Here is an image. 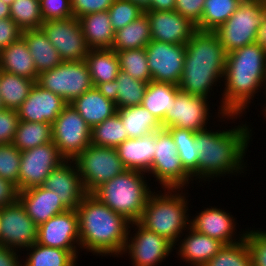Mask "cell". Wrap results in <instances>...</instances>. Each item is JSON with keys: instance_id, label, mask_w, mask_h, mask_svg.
<instances>
[{"instance_id": "cell-1", "label": "cell", "mask_w": 266, "mask_h": 266, "mask_svg": "<svg viewBox=\"0 0 266 266\" xmlns=\"http://www.w3.org/2000/svg\"><path fill=\"white\" fill-rule=\"evenodd\" d=\"M241 118L243 119L241 115L224 114L216 121L218 125H220L219 122L222 125L227 123V125L223 127L220 125L217 130L211 126L203 131L195 132V147L199 153V187L203 186L202 183L210 185L213 180H215L214 183L218 182L217 180H220L221 177L222 180L228 177L230 180L232 176L237 178V176L246 175L245 172L250 167L247 164V159L248 156L250 157L248 153H251V150L249 151L248 148L253 144L251 142H253V135L256 132L253 131L251 122H244ZM237 119L241 120L240 123H237ZM230 123H234V127L232 125L229 126L231 128H228Z\"/></svg>"}, {"instance_id": "cell-13", "label": "cell", "mask_w": 266, "mask_h": 266, "mask_svg": "<svg viewBox=\"0 0 266 266\" xmlns=\"http://www.w3.org/2000/svg\"><path fill=\"white\" fill-rule=\"evenodd\" d=\"M51 126L52 141L65 160H74L91 144L92 129L70 104Z\"/></svg>"}, {"instance_id": "cell-45", "label": "cell", "mask_w": 266, "mask_h": 266, "mask_svg": "<svg viewBox=\"0 0 266 266\" xmlns=\"http://www.w3.org/2000/svg\"><path fill=\"white\" fill-rule=\"evenodd\" d=\"M21 151L12 143L0 144V177L12 182L18 189Z\"/></svg>"}, {"instance_id": "cell-5", "label": "cell", "mask_w": 266, "mask_h": 266, "mask_svg": "<svg viewBox=\"0 0 266 266\" xmlns=\"http://www.w3.org/2000/svg\"><path fill=\"white\" fill-rule=\"evenodd\" d=\"M188 197L191 195L187 189L156 188L149 195L138 222L175 245L190 226L192 205Z\"/></svg>"}, {"instance_id": "cell-18", "label": "cell", "mask_w": 266, "mask_h": 266, "mask_svg": "<svg viewBox=\"0 0 266 266\" xmlns=\"http://www.w3.org/2000/svg\"><path fill=\"white\" fill-rule=\"evenodd\" d=\"M41 29L57 49L62 61L85 60L89 48L76 17L43 22Z\"/></svg>"}, {"instance_id": "cell-55", "label": "cell", "mask_w": 266, "mask_h": 266, "mask_svg": "<svg viewBox=\"0 0 266 266\" xmlns=\"http://www.w3.org/2000/svg\"><path fill=\"white\" fill-rule=\"evenodd\" d=\"M257 42L260 43L263 46V48L266 50V6H265V9H264L263 26L260 29L259 33H258Z\"/></svg>"}, {"instance_id": "cell-38", "label": "cell", "mask_w": 266, "mask_h": 266, "mask_svg": "<svg viewBox=\"0 0 266 266\" xmlns=\"http://www.w3.org/2000/svg\"><path fill=\"white\" fill-rule=\"evenodd\" d=\"M177 146V152L184 169L198 185V149L195 147V132L175 127L166 128Z\"/></svg>"}, {"instance_id": "cell-3", "label": "cell", "mask_w": 266, "mask_h": 266, "mask_svg": "<svg viewBox=\"0 0 266 266\" xmlns=\"http://www.w3.org/2000/svg\"><path fill=\"white\" fill-rule=\"evenodd\" d=\"M80 248L84 254L117 257L123 253L131 222L87 193L76 208ZM87 252V253H86Z\"/></svg>"}, {"instance_id": "cell-4", "label": "cell", "mask_w": 266, "mask_h": 266, "mask_svg": "<svg viewBox=\"0 0 266 266\" xmlns=\"http://www.w3.org/2000/svg\"><path fill=\"white\" fill-rule=\"evenodd\" d=\"M185 46L186 54L179 89L192 95L213 98L216 94L214 89L218 93L220 87L221 94L227 52L217 35L212 31L197 30Z\"/></svg>"}, {"instance_id": "cell-48", "label": "cell", "mask_w": 266, "mask_h": 266, "mask_svg": "<svg viewBox=\"0 0 266 266\" xmlns=\"http://www.w3.org/2000/svg\"><path fill=\"white\" fill-rule=\"evenodd\" d=\"M18 123L17 110L4 108L0 111V144L13 142Z\"/></svg>"}, {"instance_id": "cell-60", "label": "cell", "mask_w": 266, "mask_h": 266, "mask_svg": "<svg viewBox=\"0 0 266 266\" xmlns=\"http://www.w3.org/2000/svg\"><path fill=\"white\" fill-rule=\"evenodd\" d=\"M2 109H4V106H3V104H2V99H1V95H0V111H1Z\"/></svg>"}, {"instance_id": "cell-56", "label": "cell", "mask_w": 266, "mask_h": 266, "mask_svg": "<svg viewBox=\"0 0 266 266\" xmlns=\"http://www.w3.org/2000/svg\"><path fill=\"white\" fill-rule=\"evenodd\" d=\"M10 17V6L0 0V19Z\"/></svg>"}, {"instance_id": "cell-58", "label": "cell", "mask_w": 266, "mask_h": 266, "mask_svg": "<svg viewBox=\"0 0 266 266\" xmlns=\"http://www.w3.org/2000/svg\"><path fill=\"white\" fill-rule=\"evenodd\" d=\"M265 102V103H264ZM259 104H261L260 106V108L262 109V110H260L259 112H260V114H262L263 115V118H264V120L266 119V97L264 98V101H263V105H262V103H259ZM262 111V112H261ZM266 121V120H265Z\"/></svg>"}, {"instance_id": "cell-53", "label": "cell", "mask_w": 266, "mask_h": 266, "mask_svg": "<svg viewBox=\"0 0 266 266\" xmlns=\"http://www.w3.org/2000/svg\"><path fill=\"white\" fill-rule=\"evenodd\" d=\"M21 252L0 245V266H23Z\"/></svg>"}, {"instance_id": "cell-51", "label": "cell", "mask_w": 266, "mask_h": 266, "mask_svg": "<svg viewBox=\"0 0 266 266\" xmlns=\"http://www.w3.org/2000/svg\"><path fill=\"white\" fill-rule=\"evenodd\" d=\"M22 32L10 17L0 19V51L18 40Z\"/></svg>"}, {"instance_id": "cell-26", "label": "cell", "mask_w": 266, "mask_h": 266, "mask_svg": "<svg viewBox=\"0 0 266 266\" xmlns=\"http://www.w3.org/2000/svg\"><path fill=\"white\" fill-rule=\"evenodd\" d=\"M155 132L140 138H129L116 147L126 169L147 173L153 163Z\"/></svg>"}, {"instance_id": "cell-9", "label": "cell", "mask_w": 266, "mask_h": 266, "mask_svg": "<svg viewBox=\"0 0 266 266\" xmlns=\"http://www.w3.org/2000/svg\"><path fill=\"white\" fill-rule=\"evenodd\" d=\"M79 175L86 193L122 174L126 168L122 164L116 148L90 144L75 159Z\"/></svg>"}, {"instance_id": "cell-47", "label": "cell", "mask_w": 266, "mask_h": 266, "mask_svg": "<svg viewBox=\"0 0 266 266\" xmlns=\"http://www.w3.org/2000/svg\"><path fill=\"white\" fill-rule=\"evenodd\" d=\"M43 22L64 20L74 16L71 0H39Z\"/></svg>"}, {"instance_id": "cell-27", "label": "cell", "mask_w": 266, "mask_h": 266, "mask_svg": "<svg viewBox=\"0 0 266 266\" xmlns=\"http://www.w3.org/2000/svg\"><path fill=\"white\" fill-rule=\"evenodd\" d=\"M0 70L36 81L38 73L25 39L21 36L0 51Z\"/></svg>"}, {"instance_id": "cell-12", "label": "cell", "mask_w": 266, "mask_h": 266, "mask_svg": "<svg viewBox=\"0 0 266 266\" xmlns=\"http://www.w3.org/2000/svg\"><path fill=\"white\" fill-rule=\"evenodd\" d=\"M171 254L174 255V245L170 241L146 229L137 221L130 224L120 258H129L132 266H160Z\"/></svg>"}, {"instance_id": "cell-29", "label": "cell", "mask_w": 266, "mask_h": 266, "mask_svg": "<svg viewBox=\"0 0 266 266\" xmlns=\"http://www.w3.org/2000/svg\"><path fill=\"white\" fill-rule=\"evenodd\" d=\"M78 19L89 49H111L115 31L108 11L90 13Z\"/></svg>"}, {"instance_id": "cell-49", "label": "cell", "mask_w": 266, "mask_h": 266, "mask_svg": "<svg viewBox=\"0 0 266 266\" xmlns=\"http://www.w3.org/2000/svg\"><path fill=\"white\" fill-rule=\"evenodd\" d=\"M205 0H175L174 11L196 26L200 23Z\"/></svg>"}, {"instance_id": "cell-30", "label": "cell", "mask_w": 266, "mask_h": 266, "mask_svg": "<svg viewBox=\"0 0 266 266\" xmlns=\"http://www.w3.org/2000/svg\"><path fill=\"white\" fill-rule=\"evenodd\" d=\"M22 37L27 43L38 74L54 69L63 62L41 28L23 31Z\"/></svg>"}, {"instance_id": "cell-44", "label": "cell", "mask_w": 266, "mask_h": 266, "mask_svg": "<svg viewBox=\"0 0 266 266\" xmlns=\"http://www.w3.org/2000/svg\"><path fill=\"white\" fill-rule=\"evenodd\" d=\"M144 13V10L129 0H114L108 9L112 28L117 31Z\"/></svg>"}, {"instance_id": "cell-14", "label": "cell", "mask_w": 266, "mask_h": 266, "mask_svg": "<svg viewBox=\"0 0 266 266\" xmlns=\"http://www.w3.org/2000/svg\"><path fill=\"white\" fill-rule=\"evenodd\" d=\"M64 161L53 141L21 151L18 190L42 186L52 170Z\"/></svg>"}, {"instance_id": "cell-54", "label": "cell", "mask_w": 266, "mask_h": 266, "mask_svg": "<svg viewBox=\"0 0 266 266\" xmlns=\"http://www.w3.org/2000/svg\"><path fill=\"white\" fill-rule=\"evenodd\" d=\"M175 8V0H151L146 10L172 11Z\"/></svg>"}, {"instance_id": "cell-6", "label": "cell", "mask_w": 266, "mask_h": 266, "mask_svg": "<svg viewBox=\"0 0 266 266\" xmlns=\"http://www.w3.org/2000/svg\"><path fill=\"white\" fill-rule=\"evenodd\" d=\"M145 172L126 169L96 188L91 194L128 221L137 222L141 218L153 188ZM148 179V180H147ZM150 179V180H149Z\"/></svg>"}, {"instance_id": "cell-20", "label": "cell", "mask_w": 266, "mask_h": 266, "mask_svg": "<svg viewBox=\"0 0 266 266\" xmlns=\"http://www.w3.org/2000/svg\"><path fill=\"white\" fill-rule=\"evenodd\" d=\"M150 22L151 39L171 44H186L197 31L196 25L178 12L144 11Z\"/></svg>"}, {"instance_id": "cell-52", "label": "cell", "mask_w": 266, "mask_h": 266, "mask_svg": "<svg viewBox=\"0 0 266 266\" xmlns=\"http://www.w3.org/2000/svg\"><path fill=\"white\" fill-rule=\"evenodd\" d=\"M18 195L17 186L0 177V208L17 201Z\"/></svg>"}, {"instance_id": "cell-37", "label": "cell", "mask_w": 266, "mask_h": 266, "mask_svg": "<svg viewBox=\"0 0 266 266\" xmlns=\"http://www.w3.org/2000/svg\"><path fill=\"white\" fill-rule=\"evenodd\" d=\"M52 141L50 123L19 121L12 144L20 151Z\"/></svg>"}, {"instance_id": "cell-57", "label": "cell", "mask_w": 266, "mask_h": 266, "mask_svg": "<svg viewBox=\"0 0 266 266\" xmlns=\"http://www.w3.org/2000/svg\"><path fill=\"white\" fill-rule=\"evenodd\" d=\"M133 4L140 6L144 11L150 6L151 0H129Z\"/></svg>"}, {"instance_id": "cell-25", "label": "cell", "mask_w": 266, "mask_h": 266, "mask_svg": "<svg viewBox=\"0 0 266 266\" xmlns=\"http://www.w3.org/2000/svg\"><path fill=\"white\" fill-rule=\"evenodd\" d=\"M70 105L91 129L112 117L117 111L114 99L108 95L106 88L99 87L87 90Z\"/></svg>"}, {"instance_id": "cell-23", "label": "cell", "mask_w": 266, "mask_h": 266, "mask_svg": "<svg viewBox=\"0 0 266 266\" xmlns=\"http://www.w3.org/2000/svg\"><path fill=\"white\" fill-rule=\"evenodd\" d=\"M223 246L219 240L199 233L189 226L174 245V252L177 254V260L185 262L187 266H204Z\"/></svg>"}, {"instance_id": "cell-39", "label": "cell", "mask_w": 266, "mask_h": 266, "mask_svg": "<svg viewBox=\"0 0 266 266\" xmlns=\"http://www.w3.org/2000/svg\"><path fill=\"white\" fill-rule=\"evenodd\" d=\"M242 0H205L199 31H215L234 13Z\"/></svg>"}, {"instance_id": "cell-8", "label": "cell", "mask_w": 266, "mask_h": 266, "mask_svg": "<svg viewBox=\"0 0 266 266\" xmlns=\"http://www.w3.org/2000/svg\"><path fill=\"white\" fill-rule=\"evenodd\" d=\"M154 150L153 163L146 173L149 178H154L153 182H150L151 184L154 185L156 182L155 184L159 188L169 189L194 188L193 183H197L184 169L177 152V146L167 129L162 128L155 131ZM190 185L192 186L190 187Z\"/></svg>"}, {"instance_id": "cell-43", "label": "cell", "mask_w": 266, "mask_h": 266, "mask_svg": "<svg viewBox=\"0 0 266 266\" xmlns=\"http://www.w3.org/2000/svg\"><path fill=\"white\" fill-rule=\"evenodd\" d=\"M204 266H252L246 239L224 245Z\"/></svg>"}, {"instance_id": "cell-50", "label": "cell", "mask_w": 266, "mask_h": 266, "mask_svg": "<svg viewBox=\"0 0 266 266\" xmlns=\"http://www.w3.org/2000/svg\"><path fill=\"white\" fill-rule=\"evenodd\" d=\"M114 0H71L72 11L77 19L90 13L108 11Z\"/></svg>"}, {"instance_id": "cell-22", "label": "cell", "mask_w": 266, "mask_h": 266, "mask_svg": "<svg viewBox=\"0 0 266 266\" xmlns=\"http://www.w3.org/2000/svg\"><path fill=\"white\" fill-rule=\"evenodd\" d=\"M66 105L61 96L35 83L17 113L19 121L52 124Z\"/></svg>"}, {"instance_id": "cell-32", "label": "cell", "mask_w": 266, "mask_h": 266, "mask_svg": "<svg viewBox=\"0 0 266 266\" xmlns=\"http://www.w3.org/2000/svg\"><path fill=\"white\" fill-rule=\"evenodd\" d=\"M178 90L177 85L156 81H150L146 87L141 105L161 122L163 128L164 118L174 105Z\"/></svg>"}, {"instance_id": "cell-28", "label": "cell", "mask_w": 266, "mask_h": 266, "mask_svg": "<svg viewBox=\"0 0 266 266\" xmlns=\"http://www.w3.org/2000/svg\"><path fill=\"white\" fill-rule=\"evenodd\" d=\"M85 62L93 87L107 88L120 71L116 51L111 49H90Z\"/></svg>"}, {"instance_id": "cell-24", "label": "cell", "mask_w": 266, "mask_h": 266, "mask_svg": "<svg viewBox=\"0 0 266 266\" xmlns=\"http://www.w3.org/2000/svg\"><path fill=\"white\" fill-rule=\"evenodd\" d=\"M18 200L37 226L69 210L52 190L44 186L19 191Z\"/></svg>"}, {"instance_id": "cell-42", "label": "cell", "mask_w": 266, "mask_h": 266, "mask_svg": "<svg viewBox=\"0 0 266 266\" xmlns=\"http://www.w3.org/2000/svg\"><path fill=\"white\" fill-rule=\"evenodd\" d=\"M116 54L121 71L145 83L152 81L145 48L116 51Z\"/></svg>"}, {"instance_id": "cell-36", "label": "cell", "mask_w": 266, "mask_h": 266, "mask_svg": "<svg viewBox=\"0 0 266 266\" xmlns=\"http://www.w3.org/2000/svg\"><path fill=\"white\" fill-rule=\"evenodd\" d=\"M36 81L0 70V95L6 109L17 110Z\"/></svg>"}, {"instance_id": "cell-40", "label": "cell", "mask_w": 266, "mask_h": 266, "mask_svg": "<svg viewBox=\"0 0 266 266\" xmlns=\"http://www.w3.org/2000/svg\"><path fill=\"white\" fill-rule=\"evenodd\" d=\"M127 139V131L117 113L91 130V144L96 146L116 148Z\"/></svg>"}, {"instance_id": "cell-21", "label": "cell", "mask_w": 266, "mask_h": 266, "mask_svg": "<svg viewBox=\"0 0 266 266\" xmlns=\"http://www.w3.org/2000/svg\"><path fill=\"white\" fill-rule=\"evenodd\" d=\"M42 186L52 190L69 210H76L87 194L74 160H65L53 169Z\"/></svg>"}, {"instance_id": "cell-7", "label": "cell", "mask_w": 266, "mask_h": 266, "mask_svg": "<svg viewBox=\"0 0 266 266\" xmlns=\"http://www.w3.org/2000/svg\"><path fill=\"white\" fill-rule=\"evenodd\" d=\"M266 0H242L228 20L213 31L228 53L257 42Z\"/></svg>"}, {"instance_id": "cell-33", "label": "cell", "mask_w": 266, "mask_h": 266, "mask_svg": "<svg viewBox=\"0 0 266 266\" xmlns=\"http://www.w3.org/2000/svg\"><path fill=\"white\" fill-rule=\"evenodd\" d=\"M151 40L150 22L144 12L125 27L115 31L111 50L124 51L145 48Z\"/></svg>"}, {"instance_id": "cell-2", "label": "cell", "mask_w": 266, "mask_h": 266, "mask_svg": "<svg viewBox=\"0 0 266 266\" xmlns=\"http://www.w3.org/2000/svg\"><path fill=\"white\" fill-rule=\"evenodd\" d=\"M265 64L266 50L258 42L228 53L219 105L212 102V108L218 106L224 114L245 117L259 93L261 98L266 97Z\"/></svg>"}, {"instance_id": "cell-17", "label": "cell", "mask_w": 266, "mask_h": 266, "mask_svg": "<svg viewBox=\"0 0 266 266\" xmlns=\"http://www.w3.org/2000/svg\"><path fill=\"white\" fill-rule=\"evenodd\" d=\"M220 207L221 205L219 207L209 205V207L204 206L203 210L195 211V216L194 214L190 216V227L199 233L219 240L224 245L243 240L246 228L245 230L239 229L237 217L228 212L227 208Z\"/></svg>"}, {"instance_id": "cell-16", "label": "cell", "mask_w": 266, "mask_h": 266, "mask_svg": "<svg viewBox=\"0 0 266 266\" xmlns=\"http://www.w3.org/2000/svg\"><path fill=\"white\" fill-rule=\"evenodd\" d=\"M152 81L179 84L185 61V44L151 40L145 47Z\"/></svg>"}, {"instance_id": "cell-15", "label": "cell", "mask_w": 266, "mask_h": 266, "mask_svg": "<svg viewBox=\"0 0 266 266\" xmlns=\"http://www.w3.org/2000/svg\"><path fill=\"white\" fill-rule=\"evenodd\" d=\"M37 231L19 200L0 208V245L22 252L37 242Z\"/></svg>"}, {"instance_id": "cell-41", "label": "cell", "mask_w": 266, "mask_h": 266, "mask_svg": "<svg viewBox=\"0 0 266 266\" xmlns=\"http://www.w3.org/2000/svg\"><path fill=\"white\" fill-rule=\"evenodd\" d=\"M10 18L22 31L41 28L39 0H15L10 5Z\"/></svg>"}, {"instance_id": "cell-11", "label": "cell", "mask_w": 266, "mask_h": 266, "mask_svg": "<svg viewBox=\"0 0 266 266\" xmlns=\"http://www.w3.org/2000/svg\"><path fill=\"white\" fill-rule=\"evenodd\" d=\"M36 83L72 103L93 87L85 60L63 61L54 69L38 74Z\"/></svg>"}, {"instance_id": "cell-19", "label": "cell", "mask_w": 266, "mask_h": 266, "mask_svg": "<svg viewBox=\"0 0 266 266\" xmlns=\"http://www.w3.org/2000/svg\"><path fill=\"white\" fill-rule=\"evenodd\" d=\"M36 243L68 250L78 260L81 248L77 211L67 210L38 225Z\"/></svg>"}, {"instance_id": "cell-31", "label": "cell", "mask_w": 266, "mask_h": 266, "mask_svg": "<svg viewBox=\"0 0 266 266\" xmlns=\"http://www.w3.org/2000/svg\"><path fill=\"white\" fill-rule=\"evenodd\" d=\"M148 83L132 78L129 74L119 71L116 80L106 88L114 99L116 109L141 105Z\"/></svg>"}, {"instance_id": "cell-34", "label": "cell", "mask_w": 266, "mask_h": 266, "mask_svg": "<svg viewBox=\"0 0 266 266\" xmlns=\"http://www.w3.org/2000/svg\"><path fill=\"white\" fill-rule=\"evenodd\" d=\"M122 124L129 138H140L147 134L161 130L162 124L142 105L118 109Z\"/></svg>"}, {"instance_id": "cell-35", "label": "cell", "mask_w": 266, "mask_h": 266, "mask_svg": "<svg viewBox=\"0 0 266 266\" xmlns=\"http://www.w3.org/2000/svg\"><path fill=\"white\" fill-rule=\"evenodd\" d=\"M21 254L23 266H78V260L68 250L38 243L26 248Z\"/></svg>"}, {"instance_id": "cell-46", "label": "cell", "mask_w": 266, "mask_h": 266, "mask_svg": "<svg viewBox=\"0 0 266 266\" xmlns=\"http://www.w3.org/2000/svg\"><path fill=\"white\" fill-rule=\"evenodd\" d=\"M253 227H247L245 235L252 266H266V230Z\"/></svg>"}, {"instance_id": "cell-59", "label": "cell", "mask_w": 266, "mask_h": 266, "mask_svg": "<svg viewBox=\"0 0 266 266\" xmlns=\"http://www.w3.org/2000/svg\"><path fill=\"white\" fill-rule=\"evenodd\" d=\"M1 1L10 6L15 0H1Z\"/></svg>"}, {"instance_id": "cell-10", "label": "cell", "mask_w": 266, "mask_h": 266, "mask_svg": "<svg viewBox=\"0 0 266 266\" xmlns=\"http://www.w3.org/2000/svg\"><path fill=\"white\" fill-rule=\"evenodd\" d=\"M209 99L204 96L192 95L179 89L175 96L174 105L171 106V110L166 113L164 118V129L175 127L199 132L211 127V124H215L212 121L220 119L224 112L218 107L215 110L217 112H213L210 106L211 100Z\"/></svg>"}]
</instances>
